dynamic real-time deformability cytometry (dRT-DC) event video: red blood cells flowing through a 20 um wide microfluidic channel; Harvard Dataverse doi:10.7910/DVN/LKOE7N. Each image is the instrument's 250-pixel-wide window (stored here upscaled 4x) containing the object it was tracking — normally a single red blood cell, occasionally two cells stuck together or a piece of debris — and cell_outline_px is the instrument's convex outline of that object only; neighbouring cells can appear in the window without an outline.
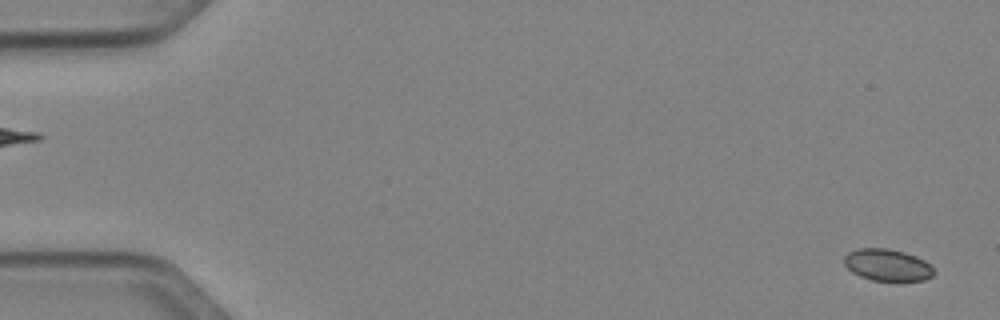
{"species": "Egyptian fruit bat (a non-hibernating species)", "species_latin": "Rousettus aegyptiacus", "temperature_condition": "cold", "stored_images_in_passage": 52, "camera_frame_rate_fps": 3000, "um_per_image_px": 0.085, "animal": {"sex": "female"}, "frame": {"image": 1, "passage_image": 2, "time_ms": 0.333, "image_size_px": [1000, 320], "cell_outline_px": [[936, 272], [932, 276], [924, 280], [872, 280], [860, 276], [852, 272], [844, 264], [844, 256], [848, 252], [860, 248], [888, 248], [904, 252], [916, 256], [924, 260]], "centroid_in_image_um": [75.41, 22.51], "position_along_channel_um": 9.6, "area_um2": 16.53}}
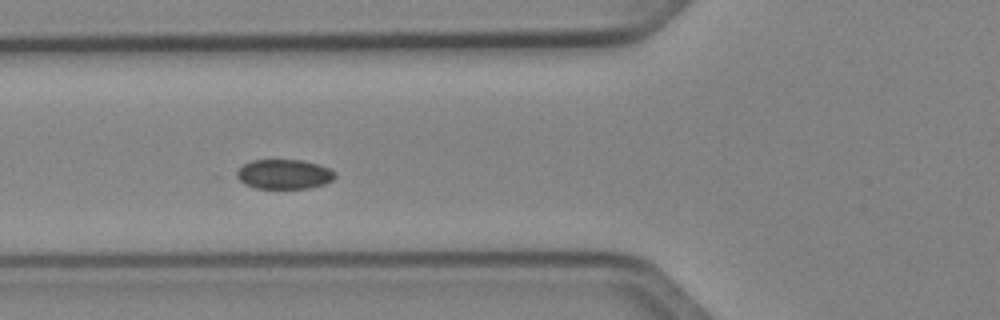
{"frame": {"image": 2, "passage_image": 20, "time_ms": 6.333, "image_size_px": [1000, 320], "cell_outline_px": [[336, 176], [332, 180], [324, 184], [308, 188], [256, 188], [244, 184], [232, 176], [244, 164], [252, 160], [304, 160], [328, 168], [336, 172]], "centroid_in_image_um": [24.11, 14.81], "position_along_channel_um": 101.7, "area_um2": 17.05}}
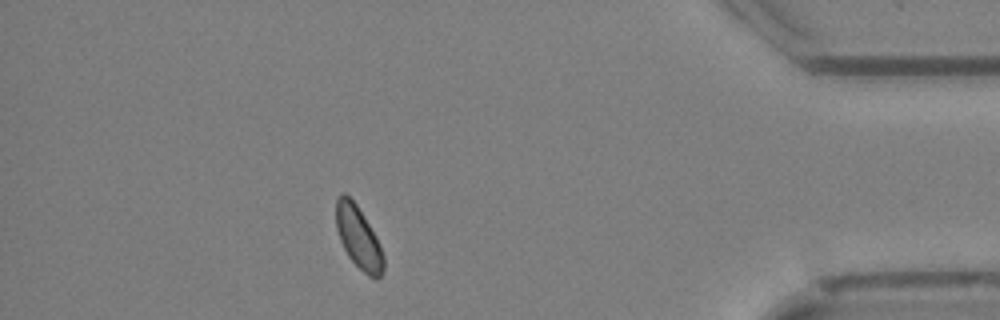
{"frame": {"image": 3, "passage_image": 46, "time_ms": 15.0, "image_size_px": [1000, 320], "cell_outline_px": [[384, 268], [380, 276], [376, 280], [368, 276], [348, 256], [340, 240], [336, 228], [336, 200], [340, 192], [344, 192], [356, 204], [376, 236], [384, 256]], "centroid_in_image_um": [30.46, 20.18], "position_along_channel_um": 404.7, "area_um2": 17.11}}